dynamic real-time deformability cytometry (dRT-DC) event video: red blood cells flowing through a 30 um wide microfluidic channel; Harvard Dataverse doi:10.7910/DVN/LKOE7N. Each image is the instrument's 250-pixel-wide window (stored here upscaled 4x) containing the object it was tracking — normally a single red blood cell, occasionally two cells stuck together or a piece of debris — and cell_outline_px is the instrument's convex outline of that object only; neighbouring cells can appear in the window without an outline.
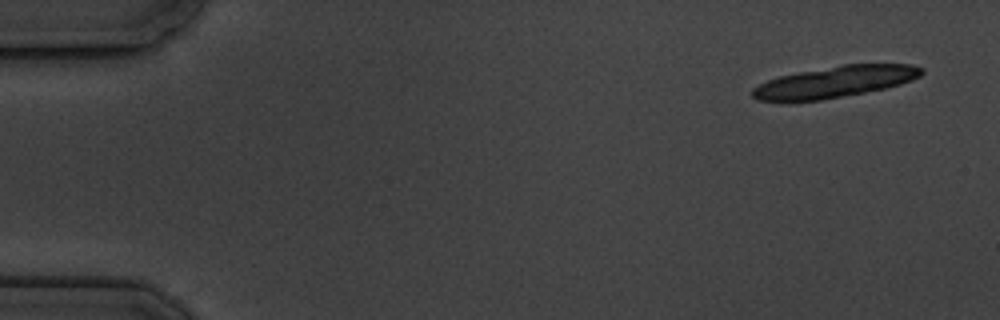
{"species": "common noctule bat (a hibernating species)", "species_latin": "Nyctalus noctula", "temperature_condition": "cold", "stored_images_in_passage": 7, "camera_frame_rate_fps": 3000, "um_per_image_px": 0.085, "animal": {"sex": "male", "body_mass_g": 19.5, "forearm_length_mm": 54.6}, "frame": {"image": 1, "passage_image": 1, "time_ms": 0.0, "image_size_px": [1000, 320], "cell_outline_px": [[924, 72], [920, 76], [912, 80], [900, 84], [884, 88], [864, 92], [820, 100], [788, 104], [756, 100], [752, 96], [752, 88], [768, 80], [780, 76], [840, 64], [912, 64], [924, 68]], "centroid_in_image_um": [70.9, 6.98], "position_along_channel_um": 14.1, "area_um2": 31.39}}